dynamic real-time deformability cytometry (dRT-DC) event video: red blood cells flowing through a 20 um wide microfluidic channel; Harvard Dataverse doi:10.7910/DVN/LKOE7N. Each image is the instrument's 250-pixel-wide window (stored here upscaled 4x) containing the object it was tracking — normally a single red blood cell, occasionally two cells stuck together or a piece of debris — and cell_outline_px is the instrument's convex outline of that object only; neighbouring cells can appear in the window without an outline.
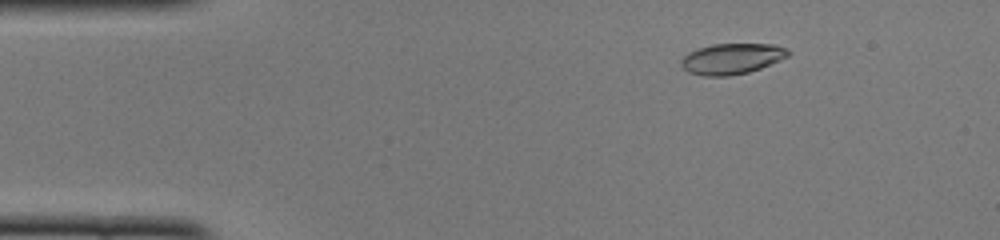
{"species": "common noctule bat (a hibernating species)", "species_latin": "Nyctalus noctula", "temperature_condition": "cold", "stored_images_in_passage": 50, "camera_frame_rate_fps": 3000, "um_per_image_px": 0.085, "animal": {"sex": "female", "body_mass_g": 22.0, "forearm_length_mm": 56.7}, "frame": {"image": 1, "passage_image": 7, "time_ms": 2.0, "image_size_px": [1000, 240], "cell_outline_px": [[792, 52], [788, 56], [780, 60], [760, 68], [748, 72], [728, 76], [704, 76], [688, 72], [680, 64], [680, 60], [688, 52], [712, 44], [772, 44], [788, 48]], "centroid_in_image_um": [62.21, 4.99], "position_along_channel_um": 22.8, "area_um2": 19.19}}
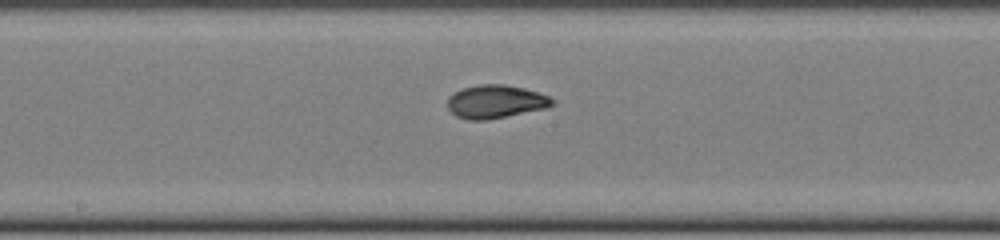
{"frame": {"image": 2, "passage_image": 26, "time_ms": 8.333, "image_size_px": [1000, 240], "cell_outline_px": [[556, 100], [552, 104], [544, 108], [484, 120], [468, 120], [456, 116], [448, 108], [448, 96], [464, 88], [480, 84], [504, 84], [524, 88], [548, 96]], "centroid_in_image_um": [42.09, 8.63], "position_along_channel_um": 206.1, "area_um2": 19.88}}
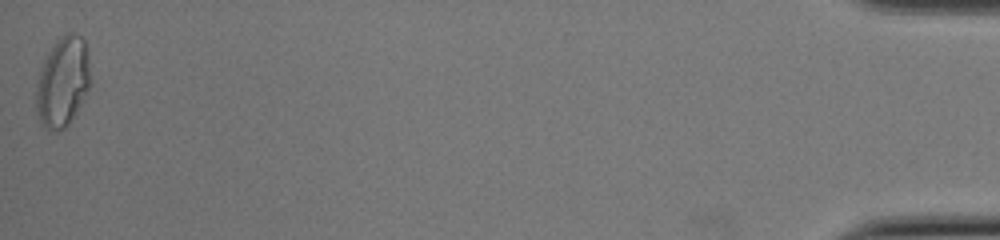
{"frame": {"image": 3, "passage_image": 50, "time_ms": 16.333, "image_size_px": [1000, 240], "cell_outline_px": [[92, 84], [76, 112], [68, 124], [64, 128], [56, 132], [52, 132], [40, 120], [36, 112], [36, 88], [40, 72], [44, 60], [48, 52], [68, 32], [72, 32], [80, 36], [84, 40], [88, 56], [92, 80]], "centroid_in_image_um": [5.36, 6.99], "position_along_channel_um": 429.8, "area_um2": 28.15}, "authors_computed_cell_mechanics": {"area_um2": 19.8543, "velocity_mm_per_s": 3.9904, "shape_relaxation_time_tau1_ms": 5.6848, "shape_relaxation_time_tau2_ms": 1.1894, "deformation_change_tau1": 0.2113, "deformation_change_tau2": 0.045}}